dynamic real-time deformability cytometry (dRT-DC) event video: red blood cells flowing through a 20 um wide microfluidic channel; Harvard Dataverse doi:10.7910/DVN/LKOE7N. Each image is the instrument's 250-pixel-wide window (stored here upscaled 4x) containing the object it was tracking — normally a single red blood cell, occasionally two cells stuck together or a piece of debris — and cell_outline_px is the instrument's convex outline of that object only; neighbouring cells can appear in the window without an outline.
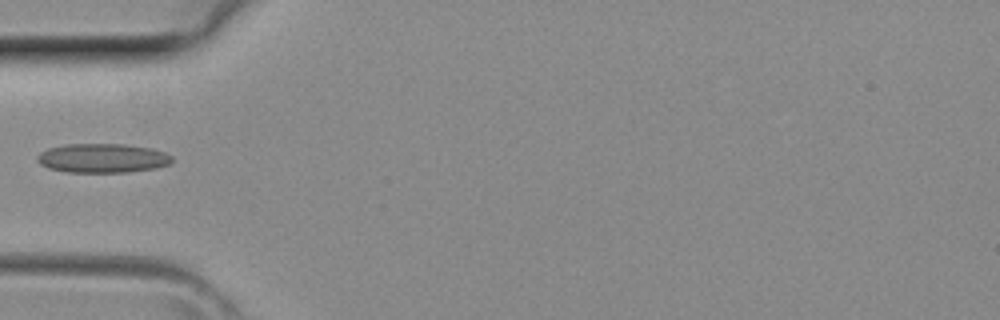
{"species": "common noctule bat (a hibernating species)", "species_latin": "Nyctalus noctula", "temperature_condition": "room temperature", "stored_images_in_passage": 2, "camera_frame_rate_fps": 3000, "um_per_image_px": 0.085, "animal": {"sex": "female", "body_mass_g": 29.2, "forearm_length_mm": 56.3}, "frame": {"image": 1, "passage_image": 2, "time_ms": 0.333, "image_size_px": [1000, 320], "cell_outline_px": [[172, 160], [168, 164], [156, 168], [128, 172], [68, 172], [48, 168], [40, 164], [36, 160], [36, 156], [40, 152], [48, 148], [68, 144], [124, 144], [152, 148], [164, 152], [172, 156]], "centroid_in_image_um": [8.69, 13.44], "position_along_channel_um": 76.3, "area_um2": 22.95}}